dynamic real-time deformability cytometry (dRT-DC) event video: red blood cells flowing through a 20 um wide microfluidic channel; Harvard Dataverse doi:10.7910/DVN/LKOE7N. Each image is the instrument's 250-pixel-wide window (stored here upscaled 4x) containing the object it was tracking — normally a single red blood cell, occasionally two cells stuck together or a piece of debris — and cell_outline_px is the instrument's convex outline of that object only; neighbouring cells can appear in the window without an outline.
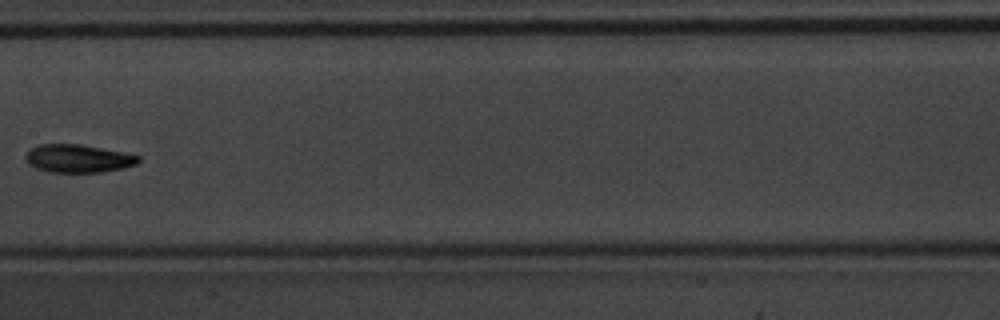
{"species": "common noctule bat (a hibernating species)", "species_latin": "Nyctalus noctula", "temperature_condition": "warm", "stored_images_in_passage": 9, "camera_frame_rate_fps": 3000, "um_per_image_px": 0.085, "animal": {"sex": "male", "body_mass_g": 20.1, "forearm_length_mm": 53.5}, "frame": {"image": 1, "passage_image": 8, "time_ms": 2.333, "image_size_px": [1000, 320], "cell_outline_px": [[140, 160], [136, 164], [124, 168], [100, 172], [48, 172], [36, 168], [28, 164], [24, 156], [32, 148], [40, 144], [80, 144], [124, 152], [140, 156]], "centroid_in_image_um": [6.64, 13.47], "position_along_channel_um": 200.8, "area_um2": 18.44}}
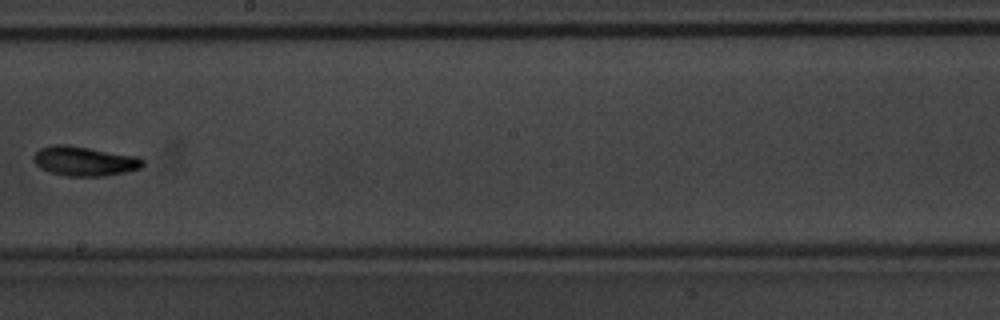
{"frame": {"image": 2, "passage_image": 9, "time_ms": 2.667, "image_size_px": [1000, 320], "cell_outline_px": [[144, 164], [140, 168], [124, 172], [104, 176], [64, 176], [48, 172], [40, 168], [32, 160], [32, 156], [40, 148], [52, 144], [64, 144], [140, 156], [144, 160]], "centroid_in_image_um": [7.15, 13.69], "position_along_channel_um": 241.0, "area_um2": 19.02}}